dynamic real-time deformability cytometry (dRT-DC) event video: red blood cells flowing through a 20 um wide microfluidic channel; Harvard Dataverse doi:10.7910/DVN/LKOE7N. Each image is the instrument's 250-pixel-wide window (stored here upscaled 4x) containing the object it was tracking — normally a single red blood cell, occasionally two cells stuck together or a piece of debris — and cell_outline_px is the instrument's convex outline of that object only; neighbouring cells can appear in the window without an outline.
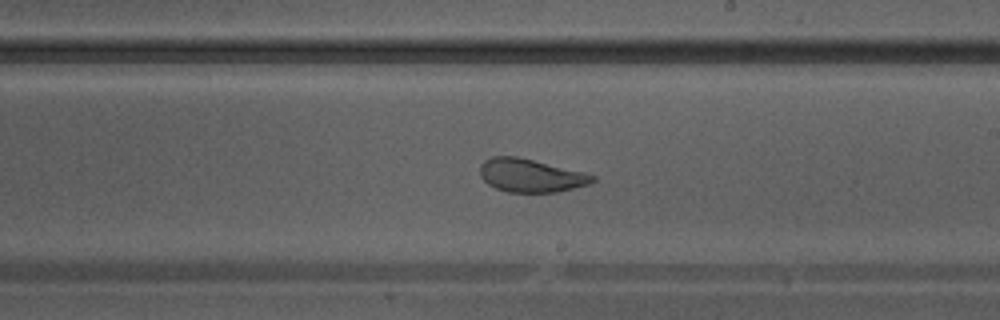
{"species": "Egyptian fruit bat (a non-hibernating species)", "species_latin": "Rousettus aegyptiacus", "temperature_condition": "warm", "stored_images_in_passage": 30, "camera_frame_rate_fps": 3000, "um_per_image_px": 0.085, "animal": {"sex": "male"}, "frame": {"image": 1, "passage_image": 13, "time_ms": 4.0, "image_size_px": [1000, 320], "cell_outline_px": [[596, 180], [588, 184], [556, 192], [508, 192], [496, 188], [488, 184], [480, 176], [480, 164], [484, 160], [492, 156], [516, 156], [584, 172], [596, 176]], "centroid_in_image_um": [45.08, 14.91], "position_along_channel_um": 243.9, "area_um2": 21.68}}